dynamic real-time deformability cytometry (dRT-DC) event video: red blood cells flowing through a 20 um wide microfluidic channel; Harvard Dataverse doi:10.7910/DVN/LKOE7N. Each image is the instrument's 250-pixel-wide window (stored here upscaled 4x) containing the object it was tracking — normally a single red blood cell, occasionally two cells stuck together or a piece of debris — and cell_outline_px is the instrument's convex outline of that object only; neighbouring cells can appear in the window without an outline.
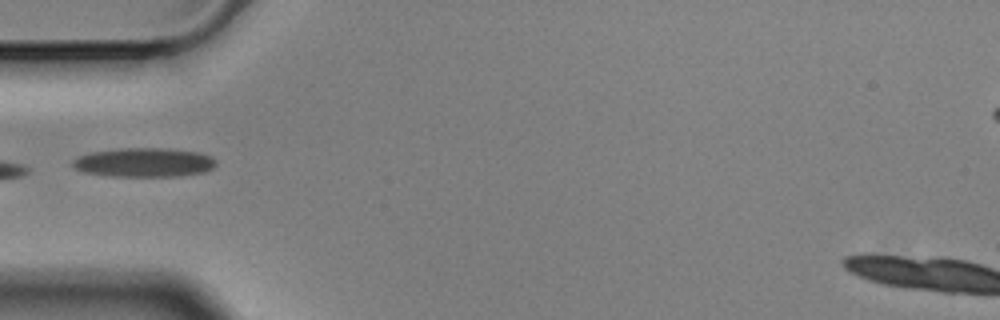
{"species": "Egyptian fruit bat (a non-hibernating species)", "species_latin": "Rousettus aegyptiacus", "temperature_condition": "cold", "stored_images_in_passage": 8, "camera_frame_rate_fps": 3000, "um_per_image_px": 0.085, "animal": {"sex": "male"}, "frame": {"image": 1, "passage_image": 2, "time_ms": 0.333, "image_size_px": [1000, 320], "cell_outline_px": [[216, 164], [212, 168], [204, 172], [180, 176], [112, 176], [84, 172], [76, 168], [72, 164], [72, 160], [80, 156], [92, 152], [124, 148], [168, 148], [200, 152], [212, 156], [216, 160]], "centroid_in_image_um": [12.3, 13.8], "position_along_channel_um": 72.7, "area_um2": 24.28}}
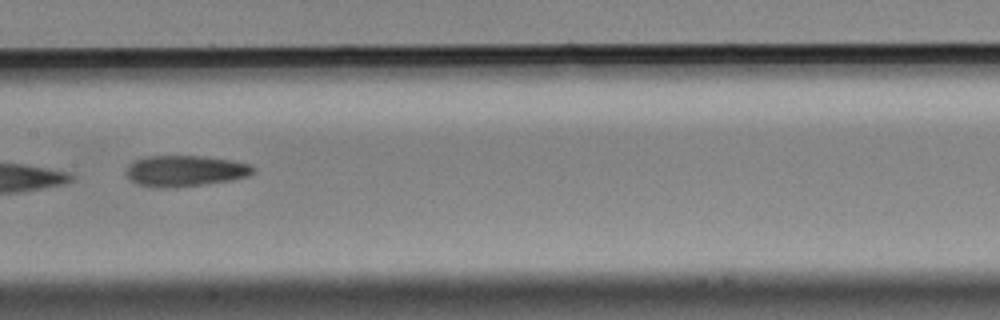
{"frame": {"image": 2, "passage_image": 5, "time_ms": 1.333, "image_size_px": [1000, 320], "cell_outline_px": [[256, 168], [248, 176], [232, 180], [176, 188], [156, 188], [136, 184], [124, 172], [128, 164], [136, 160], [148, 156], [204, 156], [232, 160], [252, 164]], "centroid_in_image_um": [15.73, 14.53], "position_along_channel_um": 191.7, "area_um2": 23.24}}
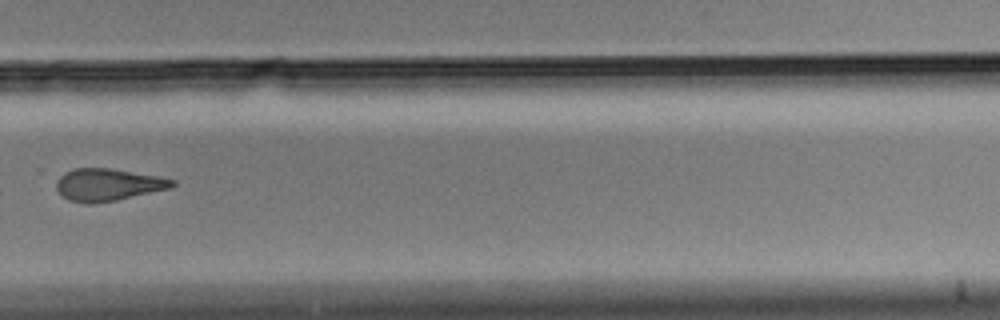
{"frame": {"image": 3, "passage_image": 8, "time_ms": 2.333, "image_size_px": [1000, 320], "cell_outline_px": [[176, 184], [172, 188], [116, 200], [92, 204], [88, 204], [68, 200], [56, 188], [56, 180], [64, 172], [76, 168], [108, 168], [160, 176], [176, 180]], "centroid_in_image_um": [9.2, 15.7], "position_along_channel_um": 320.6, "area_um2": 21.85}}